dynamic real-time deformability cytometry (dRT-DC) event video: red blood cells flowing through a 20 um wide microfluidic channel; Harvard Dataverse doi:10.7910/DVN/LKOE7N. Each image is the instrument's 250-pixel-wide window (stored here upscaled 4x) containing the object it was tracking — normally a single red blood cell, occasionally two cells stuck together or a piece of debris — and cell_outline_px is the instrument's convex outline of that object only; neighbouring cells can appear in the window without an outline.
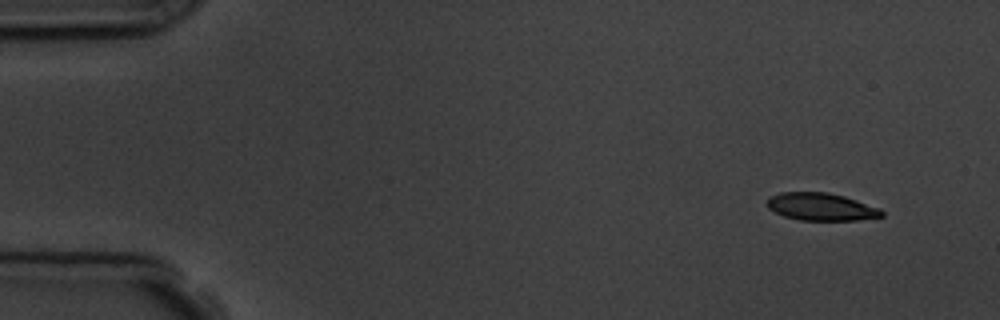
{"species": "common noctule bat (a hibernating species)", "species_latin": "Nyctalus noctula", "temperature_condition": "room temperature", "stored_images_in_passage": 5, "camera_frame_rate_fps": 3000, "um_per_image_px": 0.085, "animal": {"sex": "male", "body_mass_g": 19.5, "forearm_length_mm": 54.6}, "frame": {"image": 1, "passage_image": 1, "time_ms": 0.0, "image_size_px": [1000, 320], "cell_outline_px": [[884, 216], [856, 220], [800, 220], [784, 216], [768, 208], [768, 196], [780, 192], [828, 192], [844, 196], [880, 208], [884, 212]], "centroid_in_image_um": [69.8, 17.57], "position_along_channel_um": 15.2, "area_um2": 18.38}}